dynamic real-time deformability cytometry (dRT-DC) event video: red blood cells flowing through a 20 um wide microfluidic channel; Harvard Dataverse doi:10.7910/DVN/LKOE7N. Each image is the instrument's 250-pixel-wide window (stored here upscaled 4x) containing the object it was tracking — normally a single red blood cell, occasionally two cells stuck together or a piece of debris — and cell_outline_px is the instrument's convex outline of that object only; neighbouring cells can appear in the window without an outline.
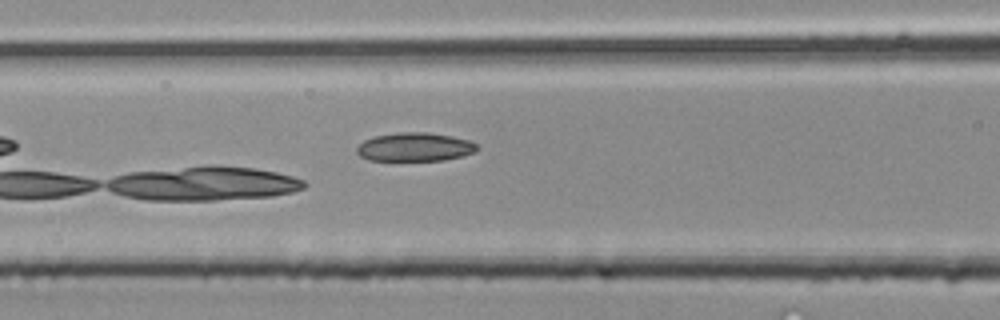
{"species": "common noctule bat (a hibernating species)", "species_latin": "Nyctalus noctula", "temperature_condition": "room temperature", "stored_images_in_passage": 26, "camera_frame_rate_fps": 3000, "um_per_image_px": 0.085, "animal": {"sex": "male", "body_mass_g": 20.4}, "frame": {"image": 1, "passage_image": 5, "time_ms": 1.333, "image_size_px": [1000, 320], "cell_outline_px": [[480, 148], [476, 152], [444, 160], [368, 160], [360, 156], [356, 152], [356, 148], [364, 140], [372, 136], [400, 132], [428, 132], [452, 136], [468, 140], [476, 144]], "centroid_in_image_um": [35.25, 12.49], "position_along_channel_um": 131.3, "area_um2": 20.11}}
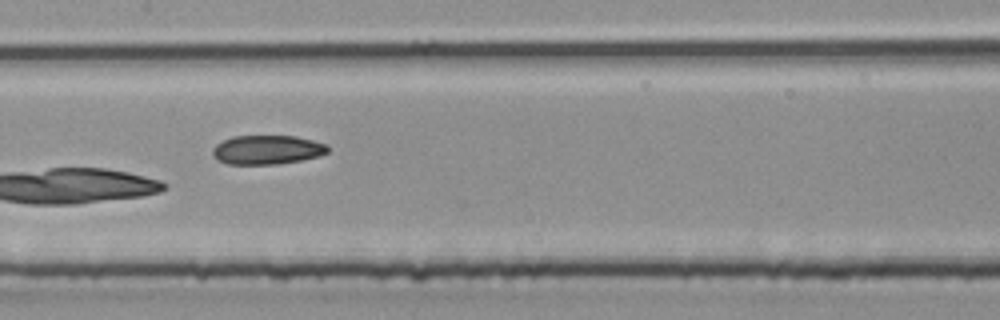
{"frame": {"image": 2, "passage_image": 8, "time_ms": 2.333, "image_size_px": [1000, 320], "cell_outline_px": [[328, 152], [320, 156], [300, 160], [276, 164], [228, 164], [212, 156], [212, 148], [216, 144], [232, 136], [296, 136], [328, 144]], "centroid_in_image_um": [22.71, 12.72], "position_along_channel_um": 184.7, "area_um2": 19.54}}